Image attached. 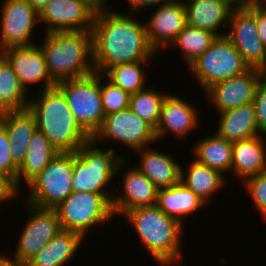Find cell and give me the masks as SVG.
Instances as JSON below:
<instances>
[{"instance_id": "cell-1", "label": "cell", "mask_w": 266, "mask_h": 266, "mask_svg": "<svg viewBox=\"0 0 266 266\" xmlns=\"http://www.w3.org/2000/svg\"><path fill=\"white\" fill-rule=\"evenodd\" d=\"M134 13L123 14L110 7L95 13L92 27L93 64L103 74L120 63L152 61L156 52L148 42L145 22Z\"/></svg>"}, {"instance_id": "cell-2", "label": "cell", "mask_w": 266, "mask_h": 266, "mask_svg": "<svg viewBox=\"0 0 266 266\" xmlns=\"http://www.w3.org/2000/svg\"><path fill=\"white\" fill-rule=\"evenodd\" d=\"M41 91L37 98L30 95L28 105L35 116L37 130L58 152H76L92 136L78 123L56 86Z\"/></svg>"}, {"instance_id": "cell-3", "label": "cell", "mask_w": 266, "mask_h": 266, "mask_svg": "<svg viewBox=\"0 0 266 266\" xmlns=\"http://www.w3.org/2000/svg\"><path fill=\"white\" fill-rule=\"evenodd\" d=\"M43 43H38L46 67L55 84L92 74V31H58L45 33Z\"/></svg>"}, {"instance_id": "cell-4", "label": "cell", "mask_w": 266, "mask_h": 266, "mask_svg": "<svg viewBox=\"0 0 266 266\" xmlns=\"http://www.w3.org/2000/svg\"><path fill=\"white\" fill-rule=\"evenodd\" d=\"M134 226L145 250L162 266L179 263L182 257L183 228L156 204L128 210L122 214Z\"/></svg>"}, {"instance_id": "cell-5", "label": "cell", "mask_w": 266, "mask_h": 266, "mask_svg": "<svg viewBox=\"0 0 266 266\" xmlns=\"http://www.w3.org/2000/svg\"><path fill=\"white\" fill-rule=\"evenodd\" d=\"M98 143L92 138L74 152L72 192L114 194L106 188L128 166V159L116 154L115 148H99Z\"/></svg>"}, {"instance_id": "cell-6", "label": "cell", "mask_w": 266, "mask_h": 266, "mask_svg": "<svg viewBox=\"0 0 266 266\" xmlns=\"http://www.w3.org/2000/svg\"><path fill=\"white\" fill-rule=\"evenodd\" d=\"M113 195L72 192L55 208L61 229L75 231L86 237L88 230L91 231L94 226L106 224L115 216Z\"/></svg>"}, {"instance_id": "cell-7", "label": "cell", "mask_w": 266, "mask_h": 266, "mask_svg": "<svg viewBox=\"0 0 266 266\" xmlns=\"http://www.w3.org/2000/svg\"><path fill=\"white\" fill-rule=\"evenodd\" d=\"M74 152H59L26 186L24 201L42 208H56L72 193Z\"/></svg>"}, {"instance_id": "cell-8", "label": "cell", "mask_w": 266, "mask_h": 266, "mask_svg": "<svg viewBox=\"0 0 266 266\" xmlns=\"http://www.w3.org/2000/svg\"><path fill=\"white\" fill-rule=\"evenodd\" d=\"M66 98L71 113L93 137L103 125L105 114L100 91V73L64 80L55 85Z\"/></svg>"}, {"instance_id": "cell-9", "label": "cell", "mask_w": 266, "mask_h": 266, "mask_svg": "<svg viewBox=\"0 0 266 266\" xmlns=\"http://www.w3.org/2000/svg\"><path fill=\"white\" fill-rule=\"evenodd\" d=\"M188 67L204 91L214 83L227 80L250 68L226 35L217 36L210 47Z\"/></svg>"}, {"instance_id": "cell-10", "label": "cell", "mask_w": 266, "mask_h": 266, "mask_svg": "<svg viewBox=\"0 0 266 266\" xmlns=\"http://www.w3.org/2000/svg\"><path fill=\"white\" fill-rule=\"evenodd\" d=\"M23 204L30 216L20 231L13 257L27 264L61 230V226L55 208H42L26 201Z\"/></svg>"}, {"instance_id": "cell-11", "label": "cell", "mask_w": 266, "mask_h": 266, "mask_svg": "<svg viewBox=\"0 0 266 266\" xmlns=\"http://www.w3.org/2000/svg\"><path fill=\"white\" fill-rule=\"evenodd\" d=\"M92 138L100 143L102 139L118 142L134 151L157 142L155 129L129 108L105 116L103 125Z\"/></svg>"}, {"instance_id": "cell-12", "label": "cell", "mask_w": 266, "mask_h": 266, "mask_svg": "<svg viewBox=\"0 0 266 266\" xmlns=\"http://www.w3.org/2000/svg\"><path fill=\"white\" fill-rule=\"evenodd\" d=\"M226 36L250 68L266 66V47L259 39L256 25V4L250 8L232 9Z\"/></svg>"}, {"instance_id": "cell-13", "label": "cell", "mask_w": 266, "mask_h": 266, "mask_svg": "<svg viewBox=\"0 0 266 266\" xmlns=\"http://www.w3.org/2000/svg\"><path fill=\"white\" fill-rule=\"evenodd\" d=\"M0 15V47L35 44L33 31L40 23V15L26 0H5Z\"/></svg>"}, {"instance_id": "cell-14", "label": "cell", "mask_w": 266, "mask_h": 266, "mask_svg": "<svg viewBox=\"0 0 266 266\" xmlns=\"http://www.w3.org/2000/svg\"><path fill=\"white\" fill-rule=\"evenodd\" d=\"M96 11L87 0H53L39 13L40 24L46 26L45 33L92 31Z\"/></svg>"}, {"instance_id": "cell-15", "label": "cell", "mask_w": 266, "mask_h": 266, "mask_svg": "<svg viewBox=\"0 0 266 266\" xmlns=\"http://www.w3.org/2000/svg\"><path fill=\"white\" fill-rule=\"evenodd\" d=\"M261 80L262 70L249 68L241 74L214 83L204 92L220 114L252 102Z\"/></svg>"}, {"instance_id": "cell-16", "label": "cell", "mask_w": 266, "mask_h": 266, "mask_svg": "<svg viewBox=\"0 0 266 266\" xmlns=\"http://www.w3.org/2000/svg\"><path fill=\"white\" fill-rule=\"evenodd\" d=\"M145 25L148 42L156 52L170 46L186 26L183 1L170 0L158 5Z\"/></svg>"}, {"instance_id": "cell-17", "label": "cell", "mask_w": 266, "mask_h": 266, "mask_svg": "<svg viewBox=\"0 0 266 266\" xmlns=\"http://www.w3.org/2000/svg\"><path fill=\"white\" fill-rule=\"evenodd\" d=\"M5 58L12 65L21 85L28 92L29 86L44 83L42 90L55 87L50 77L44 55L37 43L28 46H11L5 49Z\"/></svg>"}, {"instance_id": "cell-18", "label": "cell", "mask_w": 266, "mask_h": 266, "mask_svg": "<svg viewBox=\"0 0 266 266\" xmlns=\"http://www.w3.org/2000/svg\"><path fill=\"white\" fill-rule=\"evenodd\" d=\"M170 92L166 95L160 113L159 122L155 129L157 141L172 133L177 138H185L199 125V112L195 105Z\"/></svg>"}, {"instance_id": "cell-19", "label": "cell", "mask_w": 266, "mask_h": 266, "mask_svg": "<svg viewBox=\"0 0 266 266\" xmlns=\"http://www.w3.org/2000/svg\"><path fill=\"white\" fill-rule=\"evenodd\" d=\"M128 169L122 177L121 193L114 192L112 208L114 215L142 206H152L157 203L158 188L136 167Z\"/></svg>"}, {"instance_id": "cell-20", "label": "cell", "mask_w": 266, "mask_h": 266, "mask_svg": "<svg viewBox=\"0 0 266 266\" xmlns=\"http://www.w3.org/2000/svg\"><path fill=\"white\" fill-rule=\"evenodd\" d=\"M0 123L7 131L13 164L19 168L24 162L30 139L37 130L35 116L28 108L4 111L0 113Z\"/></svg>"}, {"instance_id": "cell-21", "label": "cell", "mask_w": 266, "mask_h": 266, "mask_svg": "<svg viewBox=\"0 0 266 266\" xmlns=\"http://www.w3.org/2000/svg\"><path fill=\"white\" fill-rule=\"evenodd\" d=\"M141 155L135 166L158 189L168 188L180 182L182 165L169 153L145 147L136 151Z\"/></svg>"}, {"instance_id": "cell-22", "label": "cell", "mask_w": 266, "mask_h": 266, "mask_svg": "<svg viewBox=\"0 0 266 266\" xmlns=\"http://www.w3.org/2000/svg\"><path fill=\"white\" fill-rule=\"evenodd\" d=\"M182 1L186 12V24L208 30L217 36L226 35L219 29L222 26L228 28L232 8L224 0Z\"/></svg>"}, {"instance_id": "cell-23", "label": "cell", "mask_w": 266, "mask_h": 266, "mask_svg": "<svg viewBox=\"0 0 266 266\" xmlns=\"http://www.w3.org/2000/svg\"><path fill=\"white\" fill-rule=\"evenodd\" d=\"M266 138L263 135L233 143L232 168L243 182L248 177L266 171Z\"/></svg>"}, {"instance_id": "cell-24", "label": "cell", "mask_w": 266, "mask_h": 266, "mask_svg": "<svg viewBox=\"0 0 266 266\" xmlns=\"http://www.w3.org/2000/svg\"><path fill=\"white\" fill-rule=\"evenodd\" d=\"M218 115L219 124L215 133L228 142L234 143L262 135L258 129L253 101Z\"/></svg>"}, {"instance_id": "cell-25", "label": "cell", "mask_w": 266, "mask_h": 266, "mask_svg": "<svg viewBox=\"0 0 266 266\" xmlns=\"http://www.w3.org/2000/svg\"><path fill=\"white\" fill-rule=\"evenodd\" d=\"M84 239L78 232L61 229L27 266H66L77 255Z\"/></svg>"}, {"instance_id": "cell-26", "label": "cell", "mask_w": 266, "mask_h": 266, "mask_svg": "<svg viewBox=\"0 0 266 266\" xmlns=\"http://www.w3.org/2000/svg\"><path fill=\"white\" fill-rule=\"evenodd\" d=\"M156 205L183 225L184 218L207 204L180 181L171 187L159 189Z\"/></svg>"}, {"instance_id": "cell-27", "label": "cell", "mask_w": 266, "mask_h": 266, "mask_svg": "<svg viewBox=\"0 0 266 266\" xmlns=\"http://www.w3.org/2000/svg\"><path fill=\"white\" fill-rule=\"evenodd\" d=\"M58 153L49 140L36 130L30 139L24 162L18 168L16 191L20 192L23 181L28 185Z\"/></svg>"}, {"instance_id": "cell-28", "label": "cell", "mask_w": 266, "mask_h": 266, "mask_svg": "<svg viewBox=\"0 0 266 266\" xmlns=\"http://www.w3.org/2000/svg\"><path fill=\"white\" fill-rule=\"evenodd\" d=\"M232 148L233 143L213 133L212 136L199 139L191 149L197 162L217 170L225 176L232 168Z\"/></svg>"}, {"instance_id": "cell-29", "label": "cell", "mask_w": 266, "mask_h": 266, "mask_svg": "<svg viewBox=\"0 0 266 266\" xmlns=\"http://www.w3.org/2000/svg\"><path fill=\"white\" fill-rule=\"evenodd\" d=\"M188 171L181 168L180 181L202 199L206 204L217 191L221 190L225 184V176L219 171L200 164L195 159L189 164Z\"/></svg>"}, {"instance_id": "cell-30", "label": "cell", "mask_w": 266, "mask_h": 266, "mask_svg": "<svg viewBox=\"0 0 266 266\" xmlns=\"http://www.w3.org/2000/svg\"><path fill=\"white\" fill-rule=\"evenodd\" d=\"M29 94L6 58L0 63V113L28 108Z\"/></svg>"}, {"instance_id": "cell-31", "label": "cell", "mask_w": 266, "mask_h": 266, "mask_svg": "<svg viewBox=\"0 0 266 266\" xmlns=\"http://www.w3.org/2000/svg\"><path fill=\"white\" fill-rule=\"evenodd\" d=\"M150 61H139L133 63H120L109 67L103 75L119 88L130 94L137 93L146 88L147 74L145 63ZM145 73V74H144Z\"/></svg>"}, {"instance_id": "cell-32", "label": "cell", "mask_w": 266, "mask_h": 266, "mask_svg": "<svg viewBox=\"0 0 266 266\" xmlns=\"http://www.w3.org/2000/svg\"><path fill=\"white\" fill-rule=\"evenodd\" d=\"M216 38L217 35L208 30L186 24L171 46H178L177 49L180 48V55L185 63L189 65L198 56L202 55Z\"/></svg>"}, {"instance_id": "cell-33", "label": "cell", "mask_w": 266, "mask_h": 266, "mask_svg": "<svg viewBox=\"0 0 266 266\" xmlns=\"http://www.w3.org/2000/svg\"><path fill=\"white\" fill-rule=\"evenodd\" d=\"M168 94L159 92L153 86L147 87L130 96L129 109L154 129L159 122L163 101Z\"/></svg>"}, {"instance_id": "cell-34", "label": "cell", "mask_w": 266, "mask_h": 266, "mask_svg": "<svg viewBox=\"0 0 266 266\" xmlns=\"http://www.w3.org/2000/svg\"><path fill=\"white\" fill-rule=\"evenodd\" d=\"M104 79L105 76L100 73V91L105 116L129 108L131 94L109 80L104 84L101 81Z\"/></svg>"}, {"instance_id": "cell-35", "label": "cell", "mask_w": 266, "mask_h": 266, "mask_svg": "<svg viewBox=\"0 0 266 266\" xmlns=\"http://www.w3.org/2000/svg\"><path fill=\"white\" fill-rule=\"evenodd\" d=\"M244 190L253 199L255 209L262 215L261 218L266 220V171L248 177L241 182Z\"/></svg>"}, {"instance_id": "cell-36", "label": "cell", "mask_w": 266, "mask_h": 266, "mask_svg": "<svg viewBox=\"0 0 266 266\" xmlns=\"http://www.w3.org/2000/svg\"><path fill=\"white\" fill-rule=\"evenodd\" d=\"M18 168L13 164L11 148L5 127L0 123V174L6 177L16 190Z\"/></svg>"}, {"instance_id": "cell-37", "label": "cell", "mask_w": 266, "mask_h": 266, "mask_svg": "<svg viewBox=\"0 0 266 266\" xmlns=\"http://www.w3.org/2000/svg\"><path fill=\"white\" fill-rule=\"evenodd\" d=\"M253 104L259 132L266 137V82L264 80L257 85Z\"/></svg>"}, {"instance_id": "cell-38", "label": "cell", "mask_w": 266, "mask_h": 266, "mask_svg": "<svg viewBox=\"0 0 266 266\" xmlns=\"http://www.w3.org/2000/svg\"><path fill=\"white\" fill-rule=\"evenodd\" d=\"M266 0L256 4V25L259 39L266 47Z\"/></svg>"}, {"instance_id": "cell-39", "label": "cell", "mask_w": 266, "mask_h": 266, "mask_svg": "<svg viewBox=\"0 0 266 266\" xmlns=\"http://www.w3.org/2000/svg\"><path fill=\"white\" fill-rule=\"evenodd\" d=\"M20 194L15 190L13 184L2 174H0V206L6 201H11Z\"/></svg>"}, {"instance_id": "cell-40", "label": "cell", "mask_w": 266, "mask_h": 266, "mask_svg": "<svg viewBox=\"0 0 266 266\" xmlns=\"http://www.w3.org/2000/svg\"><path fill=\"white\" fill-rule=\"evenodd\" d=\"M170 0H127L129 2V11L130 13L142 11L143 8H149L150 6H158L160 4L166 3ZM142 9V10H140Z\"/></svg>"}, {"instance_id": "cell-41", "label": "cell", "mask_w": 266, "mask_h": 266, "mask_svg": "<svg viewBox=\"0 0 266 266\" xmlns=\"http://www.w3.org/2000/svg\"><path fill=\"white\" fill-rule=\"evenodd\" d=\"M232 9L250 8L262 0H224Z\"/></svg>"}, {"instance_id": "cell-42", "label": "cell", "mask_w": 266, "mask_h": 266, "mask_svg": "<svg viewBox=\"0 0 266 266\" xmlns=\"http://www.w3.org/2000/svg\"><path fill=\"white\" fill-rule=\"evenodd\" d=\"M0 266H27V264L2 254L0 255Z\"/></svg>"}, {"instance_id": "cell-43", "label": "cell", "mask_w": 266, "mask_h": 266, "mask_svg": "<svg viewBox=\"0 0 266 266\" xmlns=\"http://www.w3.org/2000/svg\"><path fill=\"white\" fill-rule=\"evenodd\" d=\"M26 1L30 6H32L35 10H37L40 13L42 9L53 0H26Z\"/></svg>"}, {"instance_id": "cell-44", "label": "cell", "mask_w": 266, "mask_h": 266, "mask_svg": "<svg viewBox=\"0 0 266 266\" xmlns=\"http://www.w3.org/2000/svg\"><path fill=\"white\" fill-rule=\"evenodd\" d=\"M90 4H92L97 10L108 8V4L106 0H87Z\"/></svg>"}, {"instance_id": "cell-45", "label": "cell", "mask_w": 266, "mask_h": 266, "mask_svg": "<svg viewBox=\"0 0 266 266\" xmlns=\"http://www.w3.org/2000/svg\"><path fill=\"white\" fill-rule=\"evenodd\" d=\"M5 58V49L0 47V63Z\"/></svg>"}, {"instance_id": "cell-46", "label": "cell", "mask_w": 266, "mask_h": 266, "mask_svg": "<svg viewBox=\"0 0 266 266\" xmlns=\"http://www.w3.org/2000/svg\"><path fill=\"white\" fill-rule=\"evenodd\" d=\"M262 80L266 82V66L262 69Z\"/></svg>"}]
</instances>
